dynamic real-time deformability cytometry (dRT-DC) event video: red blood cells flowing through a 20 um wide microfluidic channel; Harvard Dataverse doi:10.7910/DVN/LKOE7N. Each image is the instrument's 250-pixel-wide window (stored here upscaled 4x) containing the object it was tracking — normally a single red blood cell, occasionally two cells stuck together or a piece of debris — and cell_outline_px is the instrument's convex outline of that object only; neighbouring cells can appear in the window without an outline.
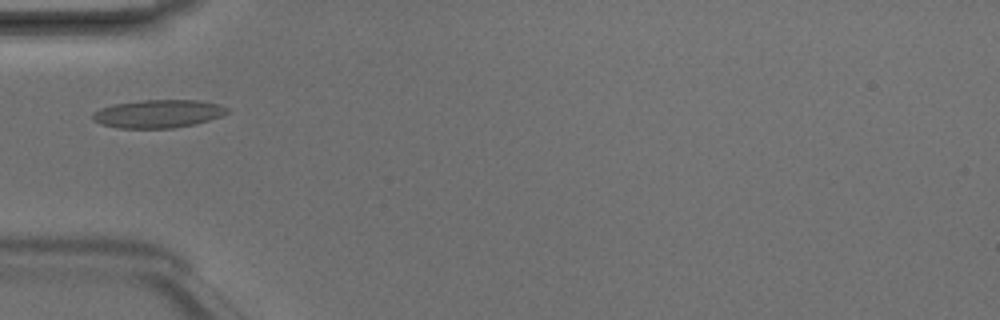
{"species": "Egyptian fruit bat (a non-hibernating species)", "species_latin": "Rousettus aegyptiacus", "temperature_condition": "room temperature", "stored_images_in_passage": 1, "camera_frame_rate_fps": 3000, "um_per_image_px": 0.085, "animal": {"sex": "male"}, "frame": {"image": 1, "passage_image": 1, "time_ms": 0.0, "image_size_px": [1000, 320], "cell_outline_px": [[228, 112], [220, 116], [208, 120], [192, 124], [172, 128], [120, 128], [100, 124], [92, 116], [92, 112], [100, 108], [112, 104], [140, 100], [200, 100], [216, 104], [228, 108]], "centroid_in_image_um": [13.4, 9.66], "position_along_channel_um": 71.6, "area_um2": 21.85}}